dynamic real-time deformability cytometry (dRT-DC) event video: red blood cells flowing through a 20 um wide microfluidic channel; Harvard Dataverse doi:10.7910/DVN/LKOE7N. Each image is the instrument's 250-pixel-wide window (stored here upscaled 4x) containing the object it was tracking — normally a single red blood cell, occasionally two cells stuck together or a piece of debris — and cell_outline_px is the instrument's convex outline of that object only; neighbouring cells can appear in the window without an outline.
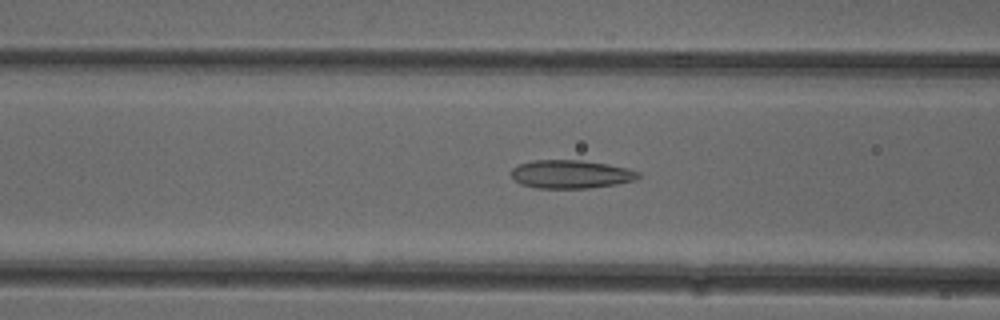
{"species": "common noctule bat (a hibernating species)", "species_latin": "Nyctalus noctula", "temperature_condition": "cold", "stored_images_in_passage": 50, "camera_frame_rate_fps": 3000, "um_per_image_px": 0.085, "animal": {"sex": "female"}, "frame": {"image": 1, "passage_image": 19, "time_ms": 6.0, "image_size_px": [1000, 320], "cell_outline_px": [[640, 176], [636, 180], [616, 184], [588, 188], [536, 188], [520, 184], [512, 176], [512, 168], [516, 164], [532, 160], [580, 160], [608, 164], [628, 168], [640, 172]], "centroid_in_image_um": [48.52, 14.8], "position_along_channel_um": 118.1, "area_um2": 21.1}}
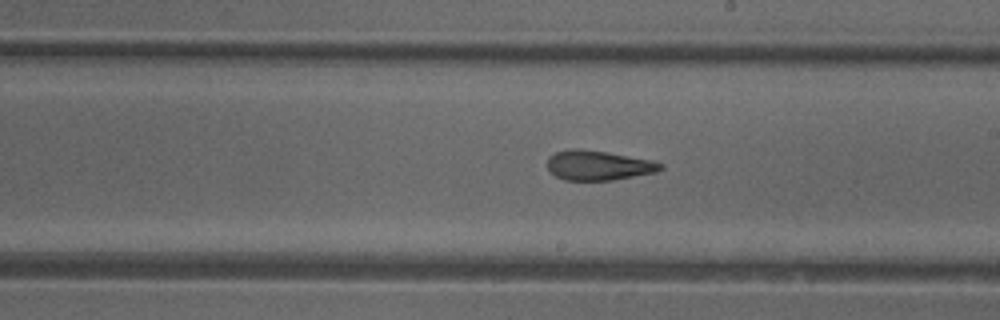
{"frame": {"image": 2, "passage_image": 28, "time_ms": 9.0, "image_size_px": [1000, 320], "cell_outline_px": [[664, 168], [656, 172], [612, 180], [564, 180], [556, 176], [548, 168], [548, 156], [556, 152], [568, 148], [580, 148], [652, 160], [664, 164]], "centroid_in_image_um": [50.85, 14.05], "position_along_channel_um": 238.1, "area_um2": 19.54}}
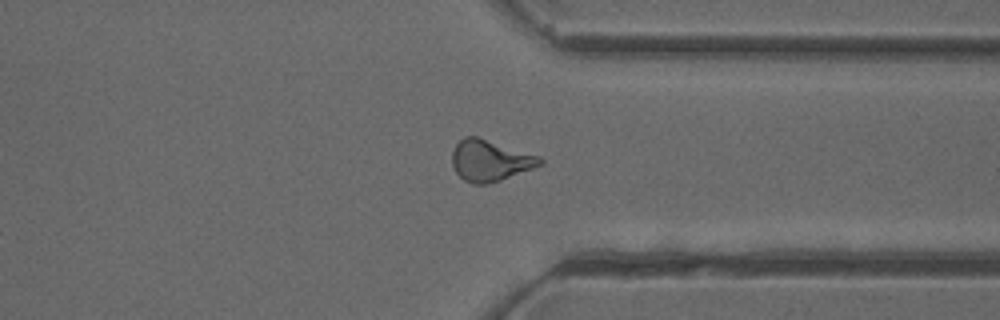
{"frame": {"image": 3, "passage_image": 38, "time_ms": 12.333, "image_size_px": [1000, 320], "cell_outline_px": [[544, 164], [500, 180], [488, 184], [476, 184], [464, 180], [456, 172], [452, 164], [452, 152], [456, 144], [464, 136], [476, 136], [540, 156], [544, 160]], "centroid_in_image_um": [41.66, 13.64], "position_along_channel_um": 369.7, "area_um2": 20.98}, "authors_computed_cell_mechanics": {"area_um2": 20.6635, "velocity_mm_per_s": 3.9975, "shape_relaxation_time_tau1_ms": null, "shape_relaxation_time_tau2_ms": 2.3297, "deformation_change_tau1": null, "deformation_change_tau2": 0.1085}}